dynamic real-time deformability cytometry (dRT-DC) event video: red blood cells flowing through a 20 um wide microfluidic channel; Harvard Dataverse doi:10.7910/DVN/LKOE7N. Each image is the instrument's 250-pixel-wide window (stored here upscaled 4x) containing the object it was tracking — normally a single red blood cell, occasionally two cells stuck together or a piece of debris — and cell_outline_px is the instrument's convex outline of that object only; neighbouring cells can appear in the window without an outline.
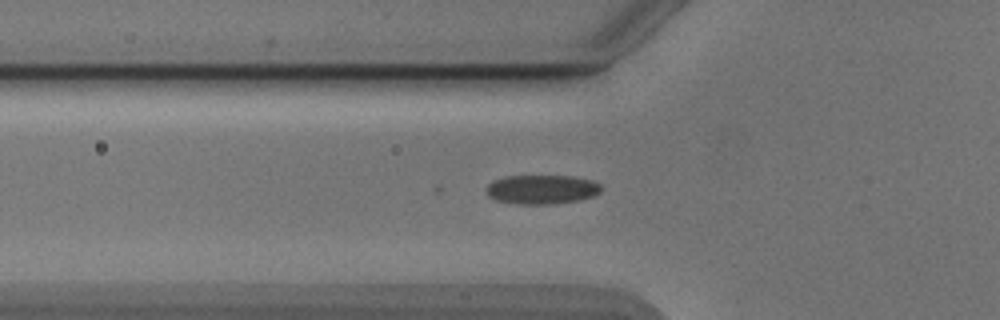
{"species": "Egyptian fruit bat (a non-hibernating species)", "species_latin": "Rousettus aegyptiacus", "temperature_condition": "cold", "stored_images_in_passage": 51, "camera_frame_rate_fps": 3000, "um_per_image_px": 0.085, "animal": {"sex": "male"}, "frame": {"image": 1, "passage_image": 16, "time_ms": 5.0, "image_size_px": [1000, 320], "cell_outline_px": [[600, 192], [592, 196], [580, 200], [552, 204], [516, 204], [496, 200], [488, 196], [484, 188], [492, 180], [504, 176], [572, 176], [592, 180], [600, 184]], "centroid_in_image_um": [46.0, 16.1], "position_along_channel_um": 79.8, "area_um2": 19.71}}
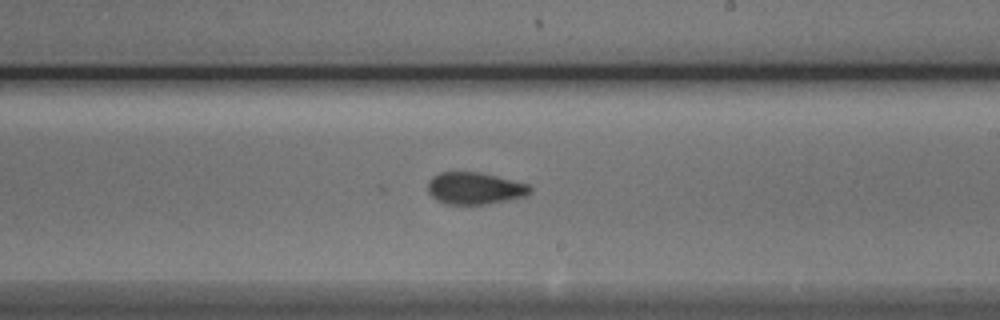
{"frame": {"image": 2, "passage_image": 29, "time_ms": 9.333, "image_size_px": [1000, 320], "cell_outline_px": [[532, 192], [528, 196], [488, 204], [448, 204], [436, 200], [428, 192], [428, 180], [432, 176], [440, 172], [480, 172], [528, 184], [532, 188]], "centroid_in_image_um": [40.37, 16.01], "position_along_channel_um": 248.6, "area_um2": 19.19}}
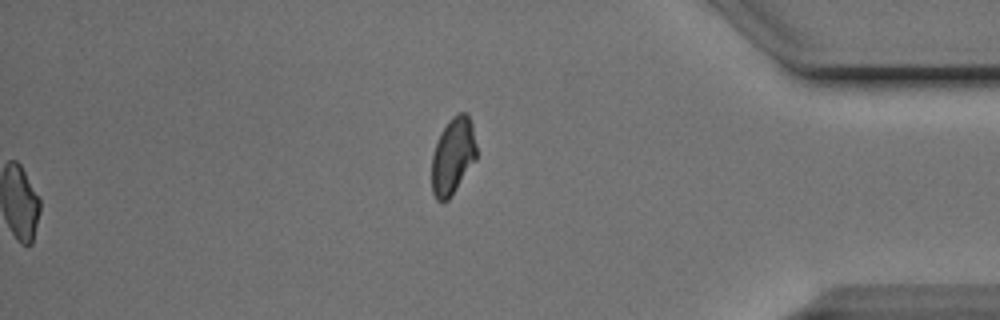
{"frame": {"image": 3, "passage_image": 51, "time_ms": 16.667, "image_size_px": [1000, 320], "cell_outline_px": [[476, 160], [448, 200], [444, 204], [436, 200], [432, 192], [432, 156], [436, 144], [448, 120], [452, 116], [460, 112], [468, 112], [472, 124], [476, 144]], "centroid_in_image_um": [38.5, 13.27], "position_along_channel_um": 396.7, "area_um2": 20.06}}